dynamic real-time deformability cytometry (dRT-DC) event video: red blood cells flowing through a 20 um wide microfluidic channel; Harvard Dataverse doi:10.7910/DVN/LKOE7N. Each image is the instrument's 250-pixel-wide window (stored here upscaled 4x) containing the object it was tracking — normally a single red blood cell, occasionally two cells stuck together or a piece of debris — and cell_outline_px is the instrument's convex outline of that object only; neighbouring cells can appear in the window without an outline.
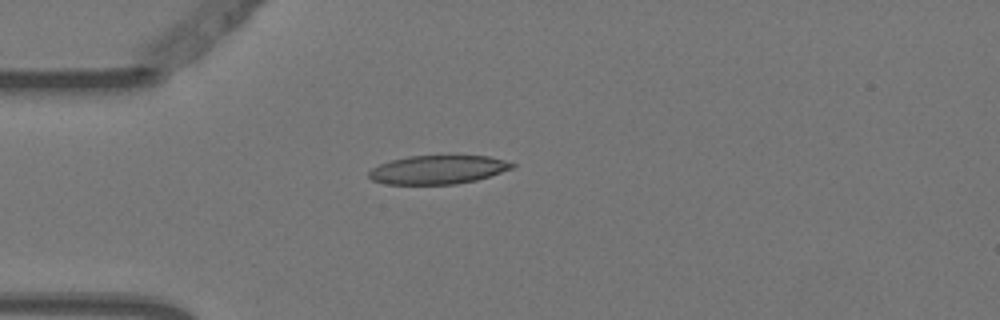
{"species": "Egyptian fruit bat (a non-hibernating species)", "species_latin": "Rousettus aegyptiacus", "temperature_condition": "warm", "stored_images_in_passage": 2, "camera_frame_rate_fps": 3000, "um_per_image_px": 0.085, "animal": {"sex": "female"}, "frame": {"image": 1, "passage_image": 2, "time_ms": 0.333, "image_size_px": [1000, 320], "cell_outline_px": [[516, 164], [512, 168], [476, 180], [456, 184], [384, 184], [372, 180], [368, 176], [368, 172], [372, 168], [380, 164], [392, 160], [408, 156], [488, 156], [504, 160]], "centroid_in_image_um": [37.18, 14.42], "position_along_channel_um": 47.8, "area_um2": 23.7}}